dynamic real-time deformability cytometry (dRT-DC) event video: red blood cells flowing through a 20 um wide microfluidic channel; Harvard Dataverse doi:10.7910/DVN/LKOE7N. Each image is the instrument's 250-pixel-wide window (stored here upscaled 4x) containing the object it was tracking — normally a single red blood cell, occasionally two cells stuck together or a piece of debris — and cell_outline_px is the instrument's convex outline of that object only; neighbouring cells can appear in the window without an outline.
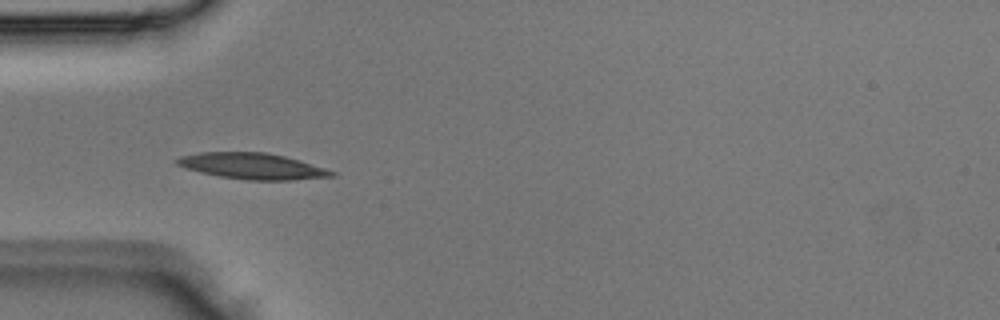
{"species": "Egyptian fruit bat (a non-hibernating species)", "species_latin": "Rousettus aegyptiacus", "temperature_condition": "room temperature", "stored_images_in_passage": 3, "camera_frame_rate_fps": 3000, "um_per_image_px": 0.085, "animal": {"sex": "male"}, "frame": {"image": 1, "passage_image": 3, "time_ms": 0.667, "image_size_px": [1000, 320], "cell_outline_px": [[336, 176], [292, 180], [248, 180], [220, 176], [200, 172], [184, 168], [176, 164], [172, 160], [180, 156], [200, 152], [264, 152], [284, 156], [300, 160], [336, 172]], "centroid_in_image_um": [21.41, 14.12], "position_along_channel_um": 63.6, "area_um2": 23.52}}